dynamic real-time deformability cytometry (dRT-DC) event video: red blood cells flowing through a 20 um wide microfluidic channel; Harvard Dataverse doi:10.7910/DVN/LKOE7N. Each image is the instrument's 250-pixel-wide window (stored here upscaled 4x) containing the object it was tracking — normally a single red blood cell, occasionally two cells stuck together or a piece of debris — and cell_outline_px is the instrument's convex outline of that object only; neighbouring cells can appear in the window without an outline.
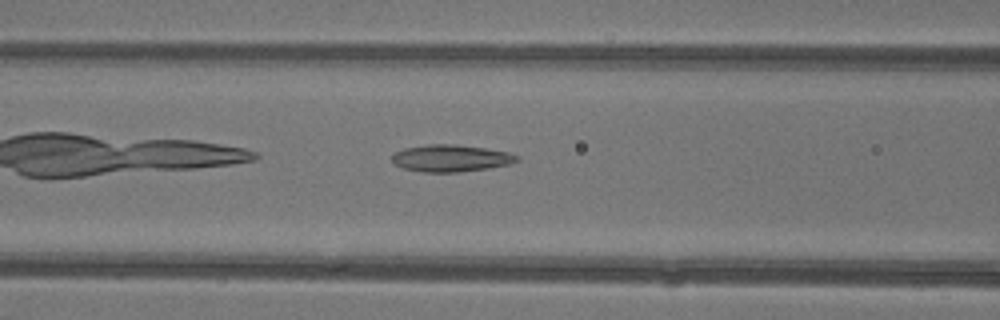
{"species": "common noctule bat (a hibernating species)", "species_latin": "Nyctalus noctula", "temperature_condition": "warm", "stored_images_in_passage": 32, "camera_frame_rate_fps": 3000, "um_per_image_px": 0.085, "animal": {"sex": "female"}, "frame": {"image": 1, "passage_image": 5, "time_ms": 1.333, "image_size_px": [1000, 320], "cell_outline_px": [[520, 160], [512, 164], [488, 168], [456, 172], [424, 172], [404, 168], [396, 164], [392, 160], [392, 156], [396, 152], [404, 148], [428, 144], [456, 144], [484, 148], [508, 152], [520, 156]], "centroid_in_image_um": [38.37, 13.44], "position_along_channel_um": 128.2, "area_um2": 19.59}}
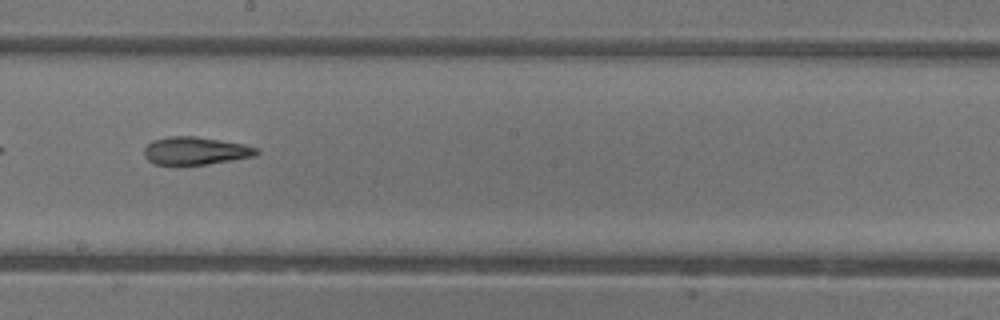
{"frame": {"image": 2, "passage_image": 12, "time_ms": 3.667, "image_size_px": [1000, 320], "cell_outline_px": [[260, 152], [256, 156], [208, 164], [176, 168], [156, 164], [148, 160], [144, 156], [144, 148], [152, 140], [168, 136], [196, 136], [244, 144], [260, 148]], "centroid_in_image_um": [16.59, 12.85], "position_along_channel_um": 231.6, "area_um2": 19.02}}
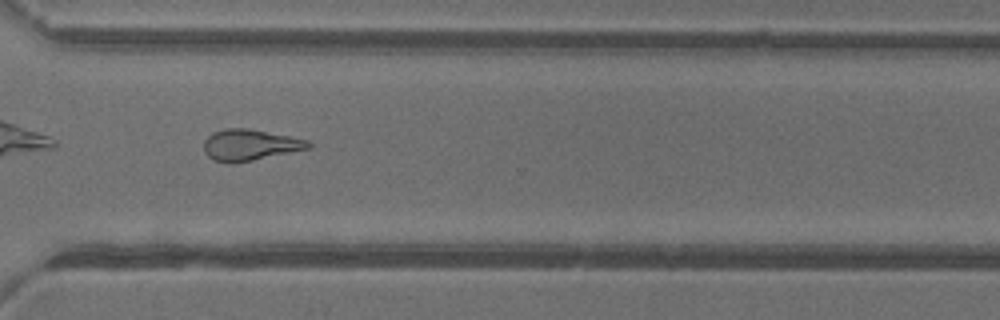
{"frame": {"image": 3, "passage_image": 20, "time_ms": 6.333, "image_size_px": [1000, 320], "cell_outline_px": [[312, 148], [232, 164], [212, 160], [204, 152], [204, 140], [212, 132], [224, 128], [248, 128], [308, 140], [312, 144]], "centroid_in_image_um": [21.22, 12.32], "position_along_channel_um": 349.4, "area_um2": 19.07}, "authors_computed_cell_mechanics": {"area_um2": 19.2763, "velocity_mm_per_s": 4.4208, "shape_relaxation_time_tau1_ms": null, "shape_relaxation_time_tau2_ms": 3.4746, "deformation_change_tau1": null, "deformation_change_tau2": 0.1415}}